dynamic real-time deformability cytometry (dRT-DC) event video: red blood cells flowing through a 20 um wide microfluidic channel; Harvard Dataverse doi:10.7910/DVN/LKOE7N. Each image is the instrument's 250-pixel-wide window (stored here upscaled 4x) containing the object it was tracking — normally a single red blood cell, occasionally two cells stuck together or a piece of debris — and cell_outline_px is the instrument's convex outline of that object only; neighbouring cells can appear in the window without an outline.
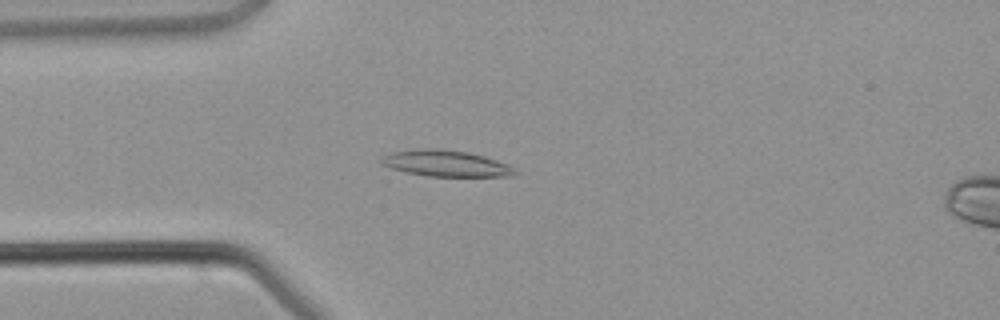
{"species": "common noctule bat (a hibernating species)", "species_latin": "Nyctalus noctula", "temperature_condition": "warm", "stored_images_in_passage": 2, "camera_frame_rate_fps": 3000, "um_per_image_px": 0.085, "animal": {"sex": "male", "body_mass_g": 21.5, "forearm_length_mm": 52.0}, "frame": {"image": 1, "passage_image": 2, "time_ms": 1.333, "image_size_px": [1000, 320], "cell_outline_px": [[516, 172], [512, 176], [428, 176], [408, 172], [392, 168], [380, 164], [380, 156], [392, 152], [412, 148], [440, 148], [468, 152], [484, 156], [508, 164]], "centroid_in_image_um": [37.83, 13.87], "position_along_channel_um": 47.2, "area_um2": 20.46}}